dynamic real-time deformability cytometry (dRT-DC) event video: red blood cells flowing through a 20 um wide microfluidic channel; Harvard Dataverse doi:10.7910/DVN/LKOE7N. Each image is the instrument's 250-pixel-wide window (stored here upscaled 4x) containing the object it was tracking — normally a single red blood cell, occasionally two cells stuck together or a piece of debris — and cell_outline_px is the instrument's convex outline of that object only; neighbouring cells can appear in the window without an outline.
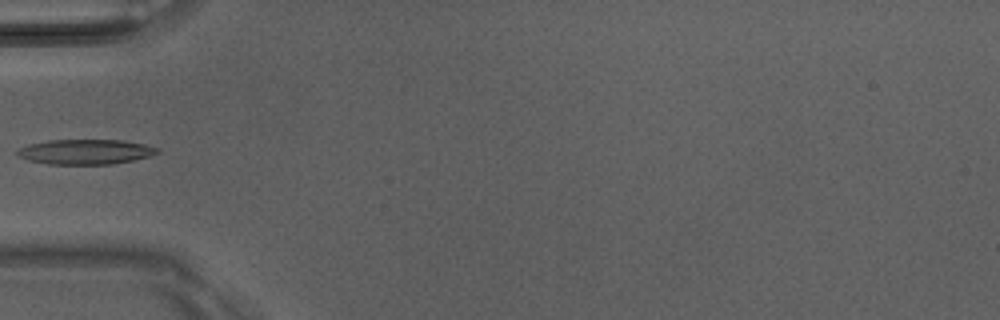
{"species": "Egyptian fruit bat (a non-hibernating species)", "species_latin": "Rousettus aegyptiacus", "temperature_condition": "room temperature", "stored_images_in_passage": 6, "camera_frame_rate_fps": 3000, "um_per_image_px": 0.085, "animal": {"sex": "male"}, "frame": {"image": 1, "passage_image": 5, "time_ms": 1.333, "image_size_px": [1000, 320], "cell_outline_px": [[160, 152], [148, 156], [132, 160], [112, 164], [48, 164], [28, 160], [16, 156], [16, 152], [20, 148], [28, 144], [48, 140], [124, 140], [144, 144], [160, 148]], "centroid_in_image_um": [7.25, 12.9], "position_along_channel_um": 77.8, "area_um2": 20.4}}